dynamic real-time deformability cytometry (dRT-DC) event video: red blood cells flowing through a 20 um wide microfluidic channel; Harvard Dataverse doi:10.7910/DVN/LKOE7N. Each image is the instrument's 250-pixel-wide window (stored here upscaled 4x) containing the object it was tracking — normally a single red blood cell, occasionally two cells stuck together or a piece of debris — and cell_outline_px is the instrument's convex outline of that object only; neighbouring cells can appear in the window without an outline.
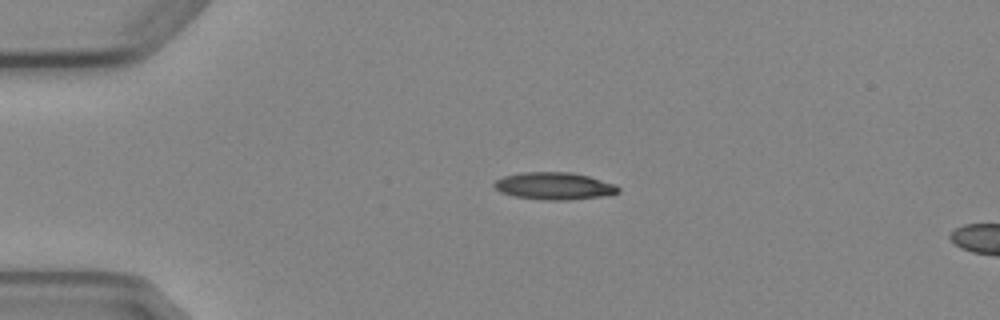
{"species": "Egyptian fruit bat (a non-hibernating species)", "species_latin": "Rousettus aegyptiacus", "temperature_condition": "cold", "stored_images_in_passage": 3, "segment_of_instrument_passage": [1, 2], "camera_frame_rate_fps": 3000, "um_per_image_px": 0.085, "animal": {"sex": "female"}, "frame": {"image": 1, "passage_image": 1, "time_ms": 0.0, "image_size_px": [1000, 320], "cell_outline_px": [[620, 192], [604, 196], [568, 200], [544, 200], [516, 196], [500, 192], [492, 184], [496, 180], [504, 176], [520, 172], [572, 172], [588, 176], [616, 184], [620, 188]], "centroid_in_image_um": [47.13, 15.8], "position_along_channel_um": 37.9, "area_um2": 19.77}}